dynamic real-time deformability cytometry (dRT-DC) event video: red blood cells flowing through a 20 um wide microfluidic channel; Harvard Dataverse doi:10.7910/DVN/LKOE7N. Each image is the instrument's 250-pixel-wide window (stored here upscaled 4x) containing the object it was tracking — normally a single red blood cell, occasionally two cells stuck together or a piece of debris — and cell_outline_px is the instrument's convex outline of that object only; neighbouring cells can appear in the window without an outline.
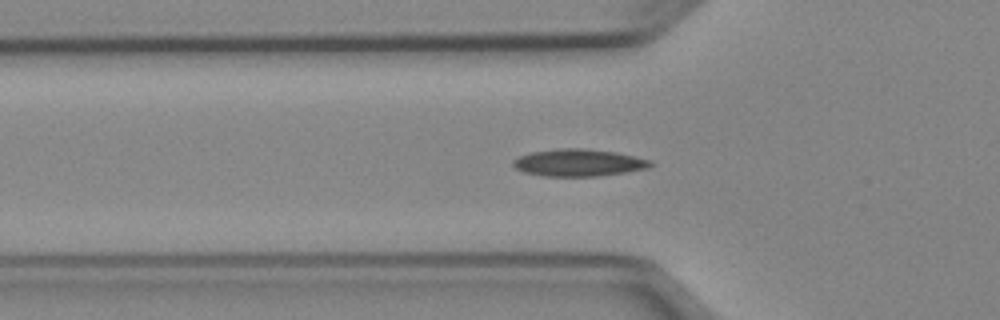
{"species": "Egyptian fruit bat (a non-hibernating species)", "species_latin": "Rousettus aegyptiacus", "temperature_condition": "cold", "stored_images_in_passage": 41, "segment_of_instrument_passage": [1, 2], "camera_frame_rate_fps": 3000, "um_per_image_px": 0.085, "animal": {"sex": "female"}, "frame": {"image": 1, "passage_image": 6, "time_ms": 1.667, "image_size_px": [1000, 320], "cell_outline_px": [[652, 164], [648, 168], [628, 172], [596, 176], [544, 176], [524, 172], [516, 168], [512, 164], [512, 160], [520, 156], [532, 152], [560, 148], [580, 148], [616, 152], [652, 160]], "centroid_in_image_um": [49.19, 13.83], "position_along_channel_um": 76.6, "area_um2": 21.68}}
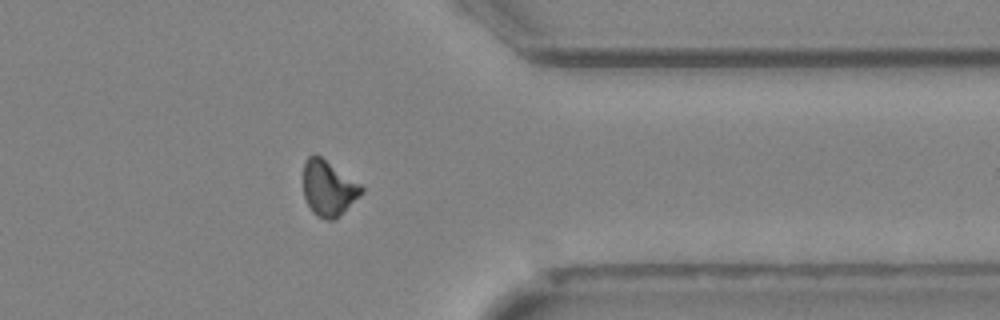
{"frame": {"image": 2, "passage_image": 30, "time_ms": 9.667, "image_size_px": [1000, 320], "cell_outline_px": [[364, 192], [336, 220], [328, 220], [316, 216], [312, 212], [304, 196], [304, 160], [308, 156], [320, 156], [360, 184], [364, 188]], "centroid_in_image_um": [27.93, 16.04], "position_along_channel_um": 383.5, "area_um2": 18.67}}
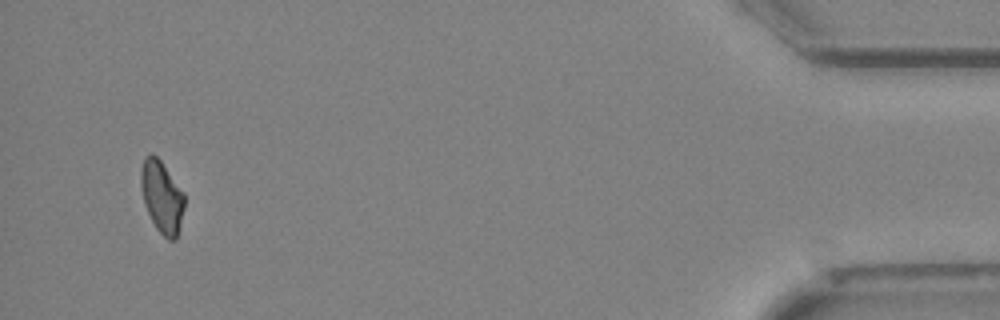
{"frame": {"image": 3, "passage_image": 38, "time_ms": 12.333, "image_size_px": [1000, 320], "cell_outline_px": [[184, 208], [176, 240], [168, 240], [156, 228], [144, 204], [140, 184], [140, 168], [144, 156], [152, 152], [160, 160], [184, 192]], "centroid_in_image_um": [13.74, 16.7], "position_along_channel_um": 421.5, "area_um2": 18.32}}